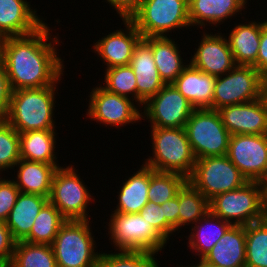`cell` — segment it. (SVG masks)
<instances>
[{"instance_id":"cell-1","label":"cell","mask_w":267,"mask_h":267,"mask_svg":"<svg viewBox=\"0 0 267 267\" xmlns=\"http://www.w3.org/2000/svg\"><path fill=\"white\" fill-rule=\"evenodd\" d=\"M44 24L34 33L3 38L1 61L12 91L54 85L63 75V60L57 54L58 36ZM48 41V42H47Z\"/></svg>"},{"instance_id":"cell-2","label":"cell","mask_w":267,"mask_h":267,"mask_svg":"<svg viewBox=\"0 0 267 267\" xmlns=\"http://www.w3.org/2000/svg\"><path fill=\"white\" fill-rule=\"evenodd\" d=\"M18 89L11 92L7 113L3 118L18 132L55 130L54 109L56 85ZM55 95V96H54Z\"/></svg>"},{"instance_id":"cell-3","label":"cell","mask_w":267,"mask_h":267,"mask_svg":"<svg viewBox=\"0 0 267 267\" xmlns=\"http://www.w3.org/2000/svg\"><path fill=\"white\" fill-rule=\"evenodd\" d=\"M152 154L144 165L156 171L192 175L196 157L183 128L151 127Z\"/></svg>"},{"instance_id":"cell-4","label":"cell","mask_w":267,"mask_h":267,"mask_svg":"<svg viewBox=\"0 0 267 267\" xmlns=\"http://www.w3.org/2000/svg\"><path fill=\"white\" fill-rule=\"evenodd\" d=\"M89 220H67L51 244L57 267H97L100 252H95Z\"/></svg>"},{"instance_id":"cell-5","label":"cell","mask_w":267,"mask_h":267,"mask_svg":"<svg viewBox=\"0 0 267 267\" xmlns=\"http://www.w3.org/2000/svg\"><path fill=\"white\" fill-rule=\"evenodd\" d=\"M130 20L142 38L167 37L176 28L191 27L188 0H143Z\"/></svg>"},{"instance_id":"cell-6","label":"cell","mask_w":267,"mask_h":267,"mask_svg":"<svg viewBox=\"0 0 267 267\" xmlns=\"http://www.w3.org/2000/svg\"><path fill=\"white\" fill-rule=\"evenodd\" d=\"M210 211L232 225H248L263 220V182L248 181L241 188L216 195Z\"/></svg>"},{"instance_id":"cell-7","label":"cell","mask_w":267,"mask_h":267,"mask_svg":"<svg viewBox=\"0 0 267 267\" xmlns=\"http://www.w3.org/2000/svg\"><path fill=\"white\" fill-rule=\"evenodd\" d=\"M184 129L196 159L227 155L230 133L217 110L194 109Z\"/></svg>"},{"instance_id":"cell-8","label":"cell","mask_w":267,"mask_h":267,"mask_svg":"<svg viewBox=\"0 0 267 267\" xmlns=\"http://www.w3.org/2000/svg\"><path fill=\"white\" fill-rule=\"evenodd\" d=\"M108 232L116 251H147L159 254L166 241L139 213L122 214L113 212Z\"/></svg>"},{"instance_id":"cell-9","label":"cell","mask_w":267,"mask_h":267,"mask_svg":"<svg viewBox=\"0 0 267 267\" xmlns=\"http://www.w3.org/2000/svg\"><path fill=\"white\" fill-rule=\"evenodd\" d=\"M267 91V80L253 67L236 65L228 73L216 77L212 109L254 101Z\"/></svg>"},{"instance_id":"cell-10","label":"cell","mask_w":267,"mask_h":267,"mask_svg":"<svg viewBox=\"0 0 267 267\" xmlns=\"http://www.w3.org/2000/svg\"><path fill=\"white\" fill-rule=\"evenodd\" d=\"M72 166L58 167L54 172L49 201L67 220H90L87 207L95 199Z\"/></svg>"},{"instance_id":"cell-11","label":"cell","mask_w":267,"mask_h":267,"mask_svg":"<svg viewBox=\"0 0 267 267\" xmlns=\"http://www.w3.org/2000/svg\"><path fill=\"white\" fill-rule=\"evenodd\" d=\"M188 181L209 201L248 182L227 155L197 159Z\"/></svg>"},{"instance_id":"cell-12","label":"cell","mask_w":267,"mask_h":267,"mask_svg":"<svg viewBox=\"0 0 267 267\" xmlns=\"http://www.w3.org/2000/svg\"><path fill=\"white\" fill-rule=\"evenodd\" d=\"M142 119L150 127L183 128L195 109L173 84H166L143 105Z\"/></svg>"},{"instance_id":"cell-13","label":"cell","mask_w":267,"mask_h":267,"mask_svg":"<svg viewBox=\"0 0 267 267\" xmlns=\"http://www.w3.org/2000/svg\"><path fill=\"white\" fill-rule=\"evenodd\" d=\"M227 156L248 181H267L265 135H230Z\"/></svg>"},{"instance_id":"cell-14","label":"cell","mask_w":267,"mask_h":267,"mask_svg":"<svg viewBox=\"0 0 267 267\" xmlns=\"http://www.w3.org/2000/svg\"><path fill=\"white\" fill-rule=\"evenodd\" d=\"M86 112L89 119L116 128L136 123L142 119V110L134 100L108 92L102 86L93 87Z\"/></svg>"},{"instance_id":"cell-15","label":"cell","mask_w":267,"mask_h":267,"mask_svg":"<svg viewBox=\"0 0 267 267\" xmlns=\"http://www.w3.org/2000/svg\"><path fill=\"white\" fill-rule=\"evenodd\" d=\"M230 135H265L267 131V93L254 101L228 105L217 110Z\"/></svg>"},{"instance_id":"cell-16","label":"cell","mask_w":267,"mask_h":267,"mask_svg":"<svg viewBox=\"0 0 267 267\" xmlns=\"http://www.w3.org/2000/svg\"><path fill=\"white\" fill-rule=\"evenodd\" d=\"M198 44L196 53L187 61L200 71L218 77L236 66L227 37L219 31L213 35L204 30L202 40Z\"/></svg>"},{"instance_id":"cell-17","label":"cell","mask_w":267,"mask_h":267,"mask_svg":"<svg viewBox=\"0 0 267 267\" xmlns=\"http://www.w3.org/2000/svg\"><path fill=\"white\" fill-rule=\"evenodd\" d=\"M125 29H117L109 32L102 39L93 44L94 52L106 64V68L115 66L129 65L135 45L142 38L141 33L137 30L130 19H122ZM126 30V31H125Z\"/></svg>"},{"instance_id":"cell-18","label":"cell","mask_w":267,"mask_h":267,"mask_svg":"<svg viewBox=\"0 0 267 267\" xmlns=\"http://www.w3.org/2000/svg\"><path fill=\"white\" fill-rule=\"evenodd\" d=\"M129 65L135 73L137 106L141 108L150 97L156 95L166 85L154 62L151 37L141 38L135 45Z\"/></svg>"},{"instance_id":"cell-19","label":"cell","mask_w":267,"mask_h":267,"mask_svg":"<svg viewBox=\"0 0 267 267\" xmlns=\"http://www.w3.org/2000/svg\"><path fill=\"white\" fill-rule=\"evenodd\" d=\"M30 6L26 0H0L2 38L29 35L45 24Z\"/></svg>"},{"instance_id":"cell-20","label":"cell","mask_w":267,"mask_h":267,"mask_svg":"<svg viewBox=\"0 0 267 267\" xmlns=\"http://www.w3.org/2000/svg\"><path fill=\"white\" fill-rule=\"evenodd\" d=\"M216 77L204 73L190 63L172 83L195 109L210 108Z\"/></svg>"},{"instance_id":"cell-21","label":"cell","mask_w":267,"mask_h":267,"mask_svg":"<svg viewBox=\"0 0 267 267\" xmlns=\"http://www.w3.org/2000/svg\"><path fill=\"white\" fill-rule=\"evenodd\" d=\"M245 246V226L232 225L202 260L220 267H245Z\"/></svg>"},{"instance_id":"cell-22","label":"cell","mask_w":267,"mask_h":267,"mask_svg":"<svg viewBox=\"0 0 267 267\" xmlns=\"http://www.w3.org/2000/svg\"><path fill=\"white\" fill-rule=\"evenodd\" d=\"M248 0H188L189 21L192 26L205 28L211 24H223L230 17L246 9ZM209 23V24H207Z\"/></svg>"},{"instance_id":"cell-23","label":"cell","mask_w":267,"mask_h":267,"mask_svg":"<svg viewBox=\"0 0 267 267\" xmlns=\"http://www.w3.org/2000/svg\"><path fill=\"white\" fill-rule=\"evenodd\" d=\"M17 177L13 179L20 192L37 194L49 198L52 178L60 164H47L43 162L20 159L16 165Z\"/></svg>"},{"instance_id":"cell-24","label":"cell","mask_w":267,"mask_h":267,"mask_svg":"<svg viewBox=\"0 0 267 267\" xmlns=\"http://www.w3.org/2000/svg\"><path fill=\"white\" fill-rule=\"evenodd\" d=\"M48 201L49 198L41 195L19 193L5 221L16 242L23 241L30 234L35 218Z\"/></svg>"},{"instance_id":"cell-25","label":"cell","mask_w":267,"mask_h":267,"mask_svg":"<svg viewBox=\"0 0 267 267\" xmlns=\"http://www.w3.org/2000/svg\"><path fill=\"white\" fill-rule=\"evenodd\" d=\"M262 21L238 23L227 38L236 65L252 66L256 60L260 45Z\"/></svg>"},{"instance_id":"cell-26","label":"cell","mask_w":267,"mask_h":267,"mask_svg":"<svg viewBox=\"0 0 267 267\" xmlns=\"http://www.w3.org/2000/svg\"><path fill=\"white\" fill-rule=\"evenodd\" d=\"M123 182L117 192L118 204L114 211L122 214L139 213L148 201L150 185V167L142 165L138 171Z\"/></svg>"},{"instance_id":"cell-27","label":"cell","mask_w":267,"mask_h":267,"mask_svg":"<svg viewBox=\"0 0 267 267\" xmlns=\"http://www.w3.org/2000/svg\"><path fill=\"white\" fill-rule=\"evenodd\" d=\"M231 226V223L219 218L209 210L195 223V226H191V233L187 239L189 246L187 245V247H190L192 252H196L201 260Z\"/></svg>"},{"instance_id":"cell-28","label":"cell","mask_w":267,"mask_h":267,"mask_svg":"<svg viewBox=\"0 0 267 267\" xmlns=\"http://www.w3.org/2000/svg\"><path fill=\"white\" fill-rule=\"evenodd\" d=\"M56 134L54 130H31L19 133L21 159L57 164L58 160L54 152L57 144Z\"/></svg>"},{"instance_id":"cell-29","label":"cell","mask_w":267,"mask_h":267,"mask_svg":"<svg viewBox=\"0 0 267 267\" xmlns=\"http://www.w3.org/2000/svg\"><path fill=\"white\" fill-rule=\"evenodd\" d=\"M151 48L156 68L165 84H172L187 66L179 46L168 37H151Z\"/></svg>"},{"instance_id":"cell-30","label":"cell","mask_w":267,"mask_h":267,"mask_svg":"<svg viewBox=\"0 0 267 267\" xmlns=\"http://www.w3.org/2000/svg\"><path fill=\"white\" fill-rule=\"evenodd\" d=\"M66 221L60 211L48 201L35 218L30 234L23 241L51 245Z\"/></svg>"},{"instance_id":"cell-31","label":"cell","mask_w":267,"mask_h":267,"mask_svg":"<svg viewBox=\"0 0 267 267\" xmlns=\"http://www.w3.org/2000/svg\"><path fill=\"white\" fill-rule=\"evenodd\" d=\"M179 198L178 230L185 225L195 224L209 210V200L187 181L177 193Z\"/></svg>"},{"instance_id":"cell-32","label":"cell","mask_w":267,"mask_h":267,"mask_svg":"<svg viewBox=\"0 0 267 267\" xmlns=\"http://www.w3.org/2000/svg\"><path fill=\"white\" fill-rule=\"evenodd\" d=\"M11 267H57L52 246L25 241L16 242Z\"/></svg>"},{"instance_id":"cell-33","label":"cell","mask_w":267,"mask_h":267,"mask_svg":"<svg viewBox=\"0 0 267 267\" xmlns=\"http://www.w3.org/2000/svg\"><path fill=\"white\" fill-rule=\"evenodd\" d=\"M245 267H267V221L245 225Z\"/></svg>"},{"instance_id":"cell-34","label":"cell","mask_w":267,"mask_h":267,"mask_svg":"<svg viewBox=\"0 0 267 267\" xmlns=\"http://www.w3.org/2000/svg\"><path fill=\"white\" fill-rule=\"evenodd\" d=\"M188 179L178 173L161 172L150 168V185L148 201L161 205L177 196Z\"/></svg>"},{"instance_id":"cell-35","label":"cell","mask_w":267,"mask_h":267,"mask_svg":"<svg viewBox=\"0 0 267 267\" xmlns=\"http://www.w3.org/2000/svg\"><path fill=\"white\" fill-rule=\"evenodd\" d=\"M104 75L105 83L102 86L103 88L110 93L132 98V100H135V104H137L136 77L130 65L108 68L105 70Z\"/></svg>"},{"instance_id":"cell-36","label":"cell","mask_w":267,"mask_h":267,"mask_svg":"<svg viewBox=\"0 0 267 267\" xmlns=\"http://www.w3.org/2000/svg\"><path fill=\"white\" fill-rule=\"evenodd\" d=\"M155 255L147 251L101 252L97 267H159Z\"/></svg>"},{"instance_id":"cell-37","label":"cell","mask_w":267,"mask_h":267,"mask_svg":"<svg viewBox=\"0 0 267 267\" xmlns=\"http://www.w3.org/2000/svg\"><path fill=\"white\" fill-rule=\"evenodd\" d=\"M20 159L19 133L0 117V174L14 169Z\"/></svg>"},{"instance_id":"cell-38","label":"cell","mask_w":267,"mask_h":267,"mask_svg":"<svg viewBox=\"0 0 267 267\" xmlns=\"http://www.w3.org/2000/svg\"><path fill=\"white\" fill-rule=\"evenodd\" d=\"M140 216L149 222L152 227L167 241L174 233V227L165 219L164 207L149 201L139 212Z\"/></svg>"},{"instance_id":"cell-39","label":"cell","mask_w":267,"mask_h":267,"mask_svg":"<svg viewBox=\"0 0 267 267\" xmlns=\"http://www.w3.org/2000/svg\"><path fill=\"white\" fill-rule=\"evenodd\" d=\"M20 191L15 182L5 177L0 178V221H6L16 203Z\"/></svg>"},{"instance_id":"cell-40","label":"cell","mask_w":267,"mask_h":267,"mask_svg":"<svg viewBox=\"0 0 267 267\" xmlns=\"http://www.w3.org/2000/svg\"><path fill=\"white\" fill-rule=\"evenodd\" d=\"M16 241L4 221H0V260L11 261Z\"/></svg>"},{"instance_id":"cell-41","label":"cell","mask_w":267,"mask_h":267,"mask_svg":"<svg viewBox=\"0 0 267 267\" xmlns=\"http://www.w3.org/2000/svg\"><path fill=\"white\" fill-rule=\"evenodd\" d=\"M252 66L267 80V20L262 23L257 60Z\"/></svg>"},{"instance_id":"cell-42","label":"cell","mask_w":267,"mask_h":267,"mask_svg":"<svg viewBox=\"0 0 267 267\" xmlns=\"http://www.w3.org/2000/svg\"><path fill=\"white\" fill-rule=\"evenodd\" d=\"M11 92L4 64L0 60V117H3L8 111Z\"/></svg>"},{"instance_id":"cell-43","label":"cell","mask_w":267,"mask_h":267,"mask_svg":"<svg viewBox=\"0 0 267 267\" xmlns=\"http://www.w3.org/2000/svg\"><path fill=\"white\" fill-rule=\"evenodd\" d=\"M115 9L121 19H130L143 0H105Z\"/></svg>"},{"instance_id":"cell-44","label":"cell","mask_w":267,"mask_h":267,"mask_svg":"<svg viewBox=\"0 0 267 267\" xmlns=\"http://www.w3.org/2000/svg\"><path fill=\"white\" fill-rule=\"evenodd\" d=\"M164 207L165 219L174 227V232L178 231V216H179V198H174L161 204Z\"/></svg>"},{"instance_id":"cell-45","label":"cell","mask_w":267,"mask_h":267,"mask_svg":"<svg viewBox=\"0 0 267 267\" xmlns=\"http://www.w3.org/2000/svg\"><path fill=\"white\" fill-rule=\"evenodd\" d=\"M263 220L267 221V181L263 182Z\"/></svg>"},{"instance_id":"cell-46","label":"cell","mask_w":267,"mask_h":267,"mask_svg":"<svg viewBox=\"0 0 267 267\" xmlns=\"http://www.w3.org/2000/svg\"><path fill=\"white\" fill-rule=\"evenodd\" d=\"M189 265H187V266H179V267H188ZM189 267H220V266H216V265H211V264H209V263H207V262H205V261H203L202 259L201 260H199V263L195 266V265H191V266H189Z\"/></svg>"},{"instance_id":"cell-47","label":"cell","mask_w":267,"mask_h":267,"mask_svg":"<svg viewBox=\"0 0 267 267\" xmlns=\"http://www.w3.org/2000/svg\"><path fill=\"white\" fill-rule=\"evenodd\" d=\"M0 267H11V261L0 260Z\"/></svg>"},{"instance_id":"cell-48","label":"cell","mask_w":267,"mask_h":267,"mask_svg":"<svg viewBox=\"0 0 267 267\" xmlns=\"http://www.w3.org/2000/svg\"><path fill=\"white\" fill-rule=\"evenodd\" d=\"M2 41H3V38L0 36V60H1V47H2Z\"/></svg>"}]
</instances>
